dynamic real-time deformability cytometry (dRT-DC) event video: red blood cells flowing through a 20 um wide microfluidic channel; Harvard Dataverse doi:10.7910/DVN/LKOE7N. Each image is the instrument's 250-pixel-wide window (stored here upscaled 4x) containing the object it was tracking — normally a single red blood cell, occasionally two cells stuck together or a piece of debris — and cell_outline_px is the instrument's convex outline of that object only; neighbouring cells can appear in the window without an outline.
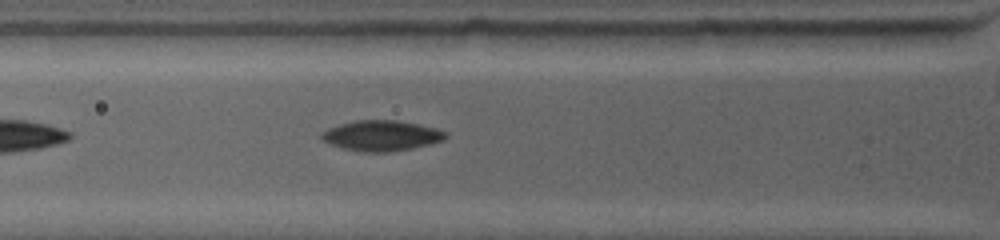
{"species": "common noctule bat (a hibernating species)", "species_latin": "Nyctalus noctula", "temperature_condition": "warm", "stored_images_in_passage": 30, "camera_frame_rate_fps": 4500, "um_per_image_px": 0.085, "animal": {"sex": "female", "body_mass_g": 19.0, "forearm_length_mm": 53.3}, "frame": {"image": 1, "passage_image": 11, "time_ms": 1.556, "image_size_px": [1000, 240], "cell_outline_px": [[448, 136], [444, 140], [412, 148], [388, 152], [364, 152], [344, 148], [320, 140], [320, 132], [328, 128], [340, 124], [356, 120], [396, 120], [436, 128], [448, 132]], "centroid_in_image_um": [32.41, 11.52], "position_along_channel_um": 93.4, "area_um2": 21.96}}
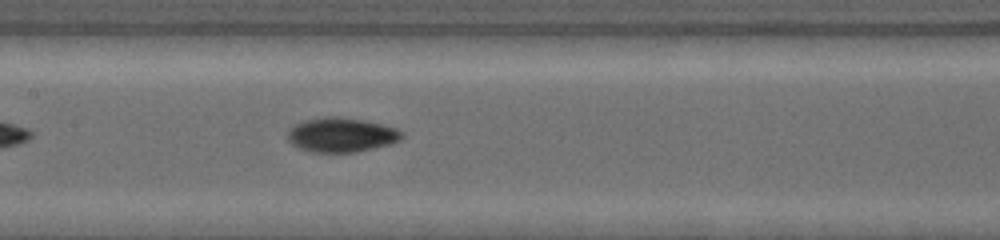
{"frame": {"image": 2, "passage_image": 25, "time_ms": 3.778, "image_size_px": [1000, 240], "cell_outline_px": [[404, 136], [400, 140], [388, 144], [356, 152], [312, 152], [300, 148], [292, 144], [288, 140], [288, 128], [304, 120], [324, 116], [332, 116], [364, 120], [384, 124], [396, 128], [404, 132]], "centroid_in_image_um": [29.02, 11.45], "position_along_channel_um": 178.4, "area_um2": 22.95}}
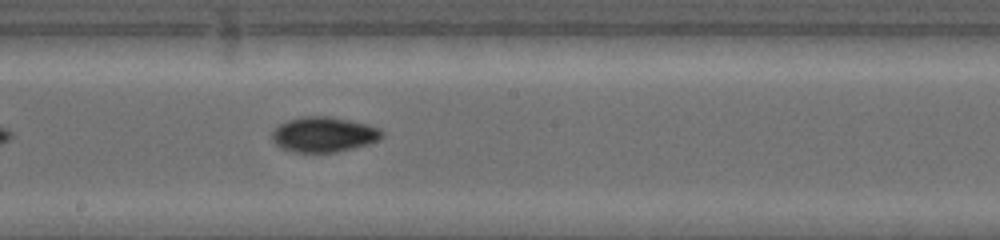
{"frame": {"image": 3, "passage_image": 29, "time_ms": 4.889, "image_size_px": [1000, 240], "cell_outline_px": [[384, 136], [368, 144], [336, 152], [292, 152], [280, 148], [272, 140], [272, 132], [280, 124], [288, 120], [304, 116], [332, 116], [368, 124], [380, 128], [384, 132]], "centroid_in_image_um": [27.52, 11.42], "position_along_channel_um": 220.7, "area_um2": 22.6}}